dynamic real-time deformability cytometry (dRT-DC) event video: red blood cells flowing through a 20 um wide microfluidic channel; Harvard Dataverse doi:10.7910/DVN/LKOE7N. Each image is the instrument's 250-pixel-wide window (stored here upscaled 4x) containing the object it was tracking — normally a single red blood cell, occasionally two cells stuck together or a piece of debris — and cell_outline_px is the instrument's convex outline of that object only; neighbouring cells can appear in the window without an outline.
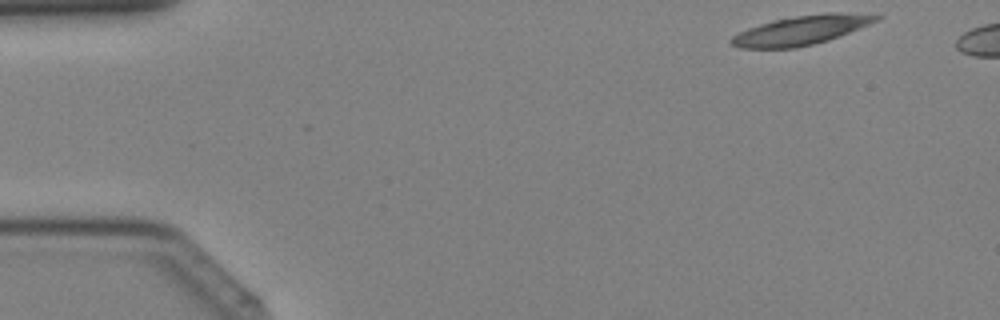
{"species": "Egyptian fruit bat (a non-hibernating species)", "species_latin": "Rousettus aegyptiacus", "temperature_condition": "cold", "stored_images_in_passage": 35, "camera_frame_rate_fps": 3000, "um_per_image_px": 0.085, "animal": {"sex": "female"}, "frame": {"image": 1, "passage_image": 1, "time_ms": 0.0, "image_size_px": [1000, 320], "cell_outline_px": [[884, 16], [880, 20], [840, 36], [828, 40], [796, 48], [740, 48], [732, 44], [728, 40], [732, 36], [748, 28], [772, 20], [796, 16], [824, 12], [840, 12]], "centroid_in_image_um": [68.12, 2.56], "position_along_channel_um": 16.9, "area_um2": 24.62}}
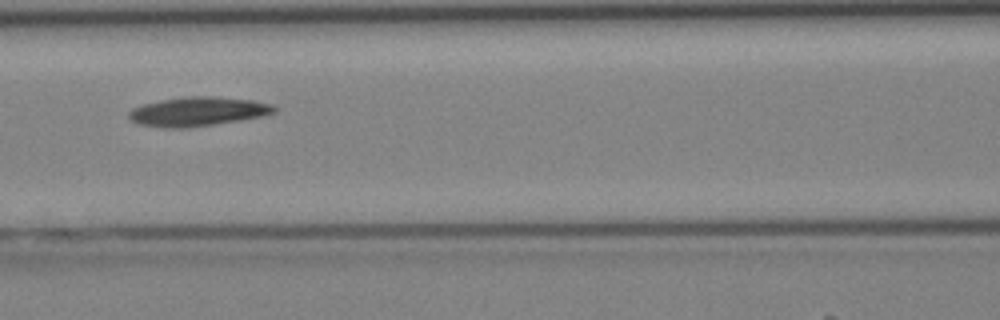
{"frame": {"image": 2, "passage_image": 15, "time_ms": 4.667, "image_size_px": [1000, 320], "cell_outline_px": [[276, 112], [260, 116], [240, 120], [188, 128], [164, 128], [140, 124], [132, 120], [128, 116], [128, 112], [132, 108], [144, 104], [164, 100], [192, 96], [212, 96], [252, 100], [272, 104], [276, 108]], "centroid_in_image_um": [16.81, 9.49], "position_along_channel_um": 149.8, "area_um2": 24.39}}
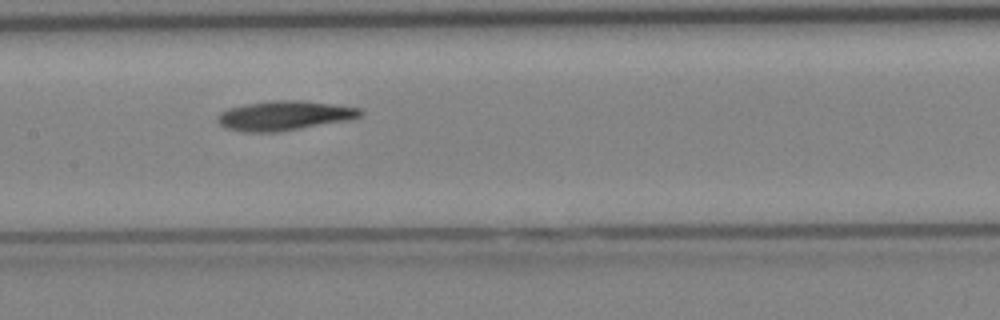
{"frame": {"image": 3, "passage_image": 17, "time_ms": 5.333, "image_size_px": [1000, 320], "cell_outline_px": [[364, 112], [360, 116], [344, 120], [280, 132], [240, 132], [224, 128], [216, 120], [216, 116], [220, 112], [228, 108], [244, 104], [272, 100], [292, 100], [328, 104], [360, 108]], "centroid_in_image_um": [24.04, 9.84], "position_along_channel_um": 183.4, "area_um2": 24.33}}